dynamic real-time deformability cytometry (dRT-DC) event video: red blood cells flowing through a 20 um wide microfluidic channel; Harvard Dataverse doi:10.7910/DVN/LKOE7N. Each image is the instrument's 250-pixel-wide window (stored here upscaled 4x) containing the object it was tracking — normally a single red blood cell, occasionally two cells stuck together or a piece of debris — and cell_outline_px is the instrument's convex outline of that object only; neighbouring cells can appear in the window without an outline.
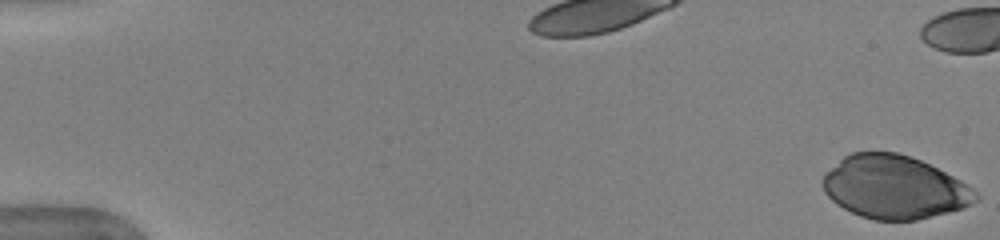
{"species": "human", "species_latin": "Homo sapiens", "temperature_condition": "warm", "stored_images_in_passage": 30, "camera_frame_rate_fps": 3000, "um_per_image_px": 0.085, "donor": {"sex": "female"}, "frame": {"image": 1, "passage_image": 1, "time_ms": 0.0, "image_size_px": [1000, 240], "cell_outline_px": [[980, 196], [972, 204], [964, 208], [916, 220], [872, 220], [860, 216], [836, 204], [824, 192], [820, 184], [820, 180], [824, 172], [844, 156], [852, 152], [896, 152], [920, 160], [960, 180], [972, 188]], "centroid_in_image_um": [75.97, 15.91], "position_along_channel_um": 9.0, "area_um2": 56.3}}